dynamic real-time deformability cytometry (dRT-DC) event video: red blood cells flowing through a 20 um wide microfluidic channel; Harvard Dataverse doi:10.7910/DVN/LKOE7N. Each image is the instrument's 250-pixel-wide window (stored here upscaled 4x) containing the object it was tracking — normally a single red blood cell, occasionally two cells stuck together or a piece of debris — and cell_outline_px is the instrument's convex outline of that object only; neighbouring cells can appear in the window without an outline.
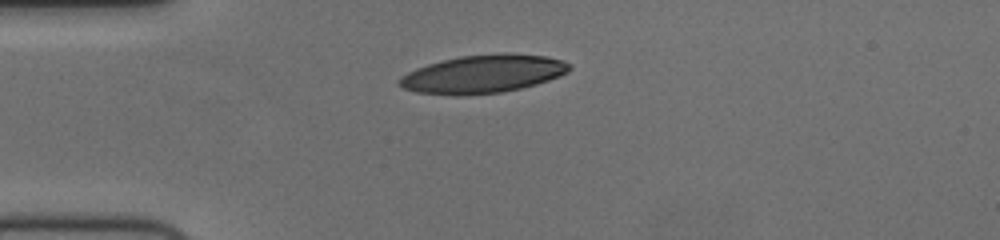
{"species": "human", "species_latin": "Homo sapiens", "temperature_condition": "cold", "stored_images_in_passage": 42, "camera_frame_rate_fps": 3000, "um_per_image_px": 0.085, "donor": {"sex": "female"}, "frame": {"image": 1, "passage_image": 1, "time_ms": 0.0, "image_size_px": [1000, 240], "cell_outline_px": [[572, 68], [568, 72], [560, 76], [536, 84], [520, 88], [500, 92], [416, 92], [404, 88], [400, 84], [400, 76], [416, 68], [428, 64], [460, 56], [500, 52], [504, 52], [548, 56], [564, 60], [572, 64]], "centroid_in_image_um": [41.19, 6.22], "position_along_channel_um": 43.8, "area_um2": 36.76}}
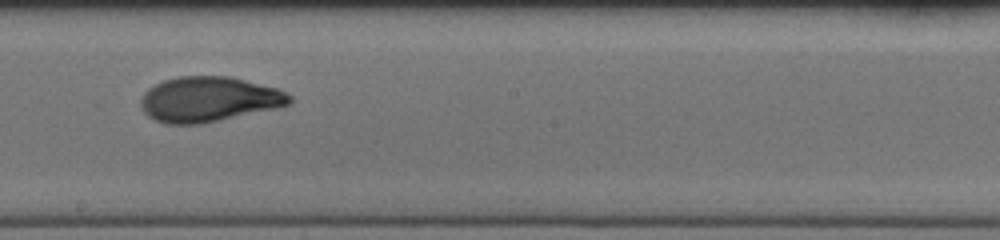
{"frame": {"image": 2, "passage_image": 18, "time_ms": 5.667, "image_size_px": [1000, 240], "cell_outline_px": [[292, 100], [288, 104], [272, 108], [200, 124], [168, 124], [156, 120], [148, 116], [144, 112], [140, 104], [140, 100], [144, 92], [148, 88], [164, 80], [180, 76], [228, 76], [276, 88], [292, 96]], "centroid_in_image_um": [17.68, 8.43], "position_along_channel_um": 230.5, "area_um2": 38.49}}
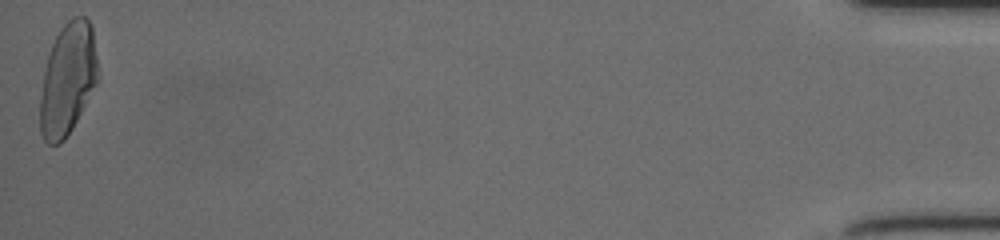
{"frame": {"image": 3, "passage_image": 42, "time_ms": 13.667, "image_size_px": [1000, 240], "cell_outline_px": [[96, 84], [72, 128], [64, 140], [60, 144], [48, 144], [44, 140], [40, 132], [40, 100], [44, 72], [48, 56], [52, 44], [60, 28], [72, 16], [84, 16], [88, 20], [92, 28], [96, 56]], "centroid_in_image_um": [5.73, 6.73], "position_along_channel_um": 429.5, "area_um2": 37.17}, "authors_computed_cell_mechanics": {"area_um2": 37.8301, "velocity_mm_per_s": 3.714, "shape_relaxation_time_tau1_ms": 4.3714, "shape_relaxation_time_tau2_ms": 1.2395, "deformation_change_tau1": 0.1913, "deformation_change_tau2": 0.0595}}